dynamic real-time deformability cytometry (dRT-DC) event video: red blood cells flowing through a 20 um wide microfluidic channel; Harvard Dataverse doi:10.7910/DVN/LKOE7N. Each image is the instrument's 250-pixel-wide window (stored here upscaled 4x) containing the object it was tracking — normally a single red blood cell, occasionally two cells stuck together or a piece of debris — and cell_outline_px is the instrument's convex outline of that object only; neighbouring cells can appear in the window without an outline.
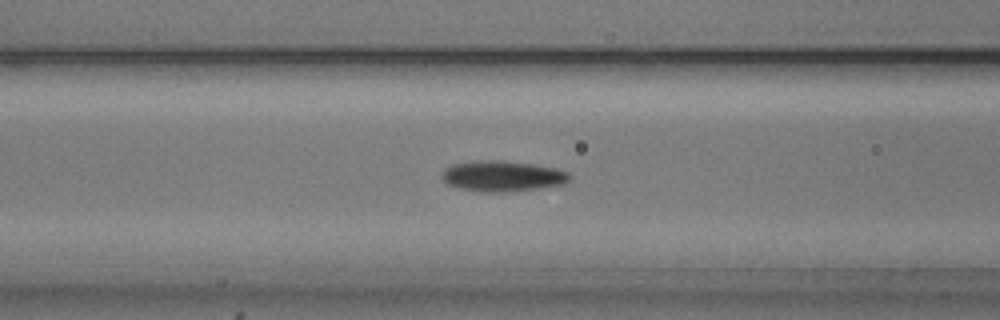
{"species": "common noctule bat (a hibernating species)", "species_latin": "Nyctalus noctula", "temperature_condition": "cold", "stored_images_in_passage": 46, "camera_frame_rate_fps": 3000, "um_per_image_px": 0.085, "animal": {"sex": "male", "body_mass_g": 20.5, "forearm_length_mm": 52.5}, "frame": {"image": 1, "passage_image": 14, "time_ms": 4.333, "image_size_px": [1000, 320], "cell_outline_px": [[572, 176], [564, 184], [536, 188], [504, 192], [480, 192], [460, 188], [444, 184], [440, 176], [444, 168], [452, 164], [480, 160], [500, 160], [532, 164], [556, 168], [568, 172]], "centroid_in_image_um": [42.65, 14.96], "position_along_channel_um": 124.0, "area_um2": 22.95}}
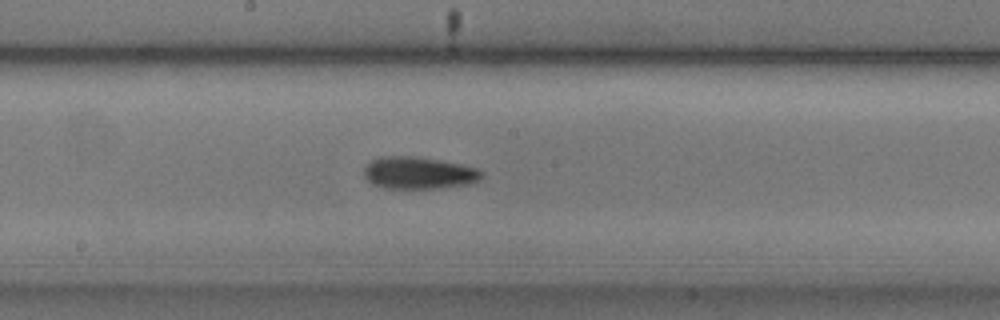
{"frame": {"image": 2, "passage_image": 21, "time_ms": 6.667, "image_size_px": [1000, 320], "cell_outline_px": [[484, 176], [480, 180], [472, 184], [436, 188], [384, 188], [372, 184], [364, 176], [364, 168], [372, 160], [380, 156], [420, 156], [460, 164], [476, 168], [484, 172]], "centroid_in_image_um": [35.62, 14.69], "position_along_channel_um": 212.6, "area_um2": 22.25}}
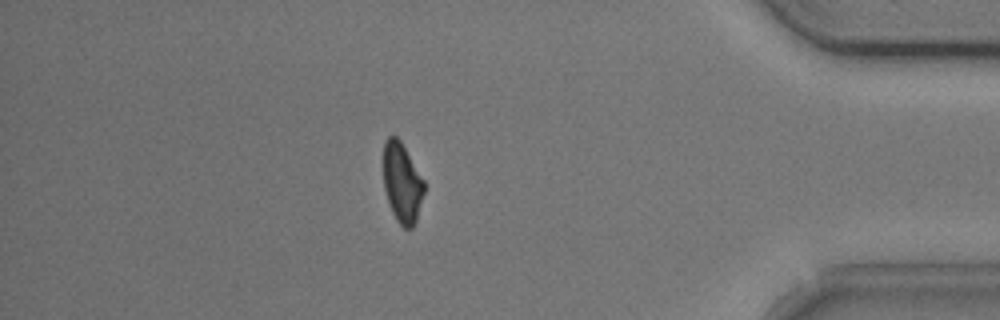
{"frame": {"image": 3, "passage_image": 39, "time_ms": 12.667, "image_size_px": [1000, 320], "cell_outline_px": [[424, 192], [416, 220], [412, 228], [404, 228], [396, 220], [388, 204], [384, 188], [384, 140], [388, 136], [396, 136], [400, 140], [424, 180]], "centroid_in_image_um": [34.17, 15.54], "position_along_channel_um": 401.0, "area_um2": 18.84}, "authors_computed_cell_mechanics": {"area_um2": 20.9814, "velocity_mm_per_s": 3.7864, "shape_relaxation_time_tau1_ms": 5.9141, "shape_relaxation_time_tau2_ms": null, "deformation_change_tau1": 0.1499, "deformation_change_tau2": null}}